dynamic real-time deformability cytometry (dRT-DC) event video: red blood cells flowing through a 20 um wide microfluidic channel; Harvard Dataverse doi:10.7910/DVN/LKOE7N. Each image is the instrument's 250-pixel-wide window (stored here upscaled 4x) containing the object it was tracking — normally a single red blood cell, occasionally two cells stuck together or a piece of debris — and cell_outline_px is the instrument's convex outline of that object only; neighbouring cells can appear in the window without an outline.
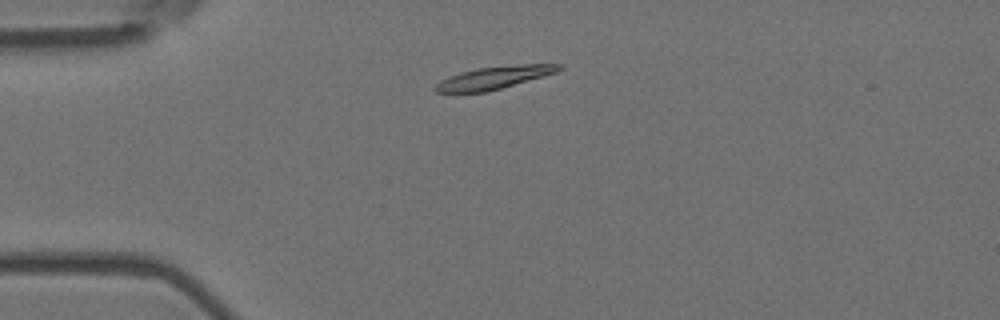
{"species": "Egyptian fruit bat (a non-hibernating species)", "species_latin": "Rousettus aegyptiacus", "temperature_condition": "room temperature", "stored_images_in_passage": 6, "camera_frame_rate_fps": 3000, "um_per_image_px": 0.085, "animal": {"sex": "female"}, "frame": {"image": 1, "passage_image": 3, "time_ms": 0.667, "image_size_px": [1000, 320], "cell_outline_px": [[564, 68], [556, 72], [544, 76], [488, 92], [436, 92], [432, 88], [440, 80], [448, 76], [460, 72], [476, 68], [520, 64], [564, 64]], "centroid_in_image_um": [41.99, 6.59], "position_along_channel_um": 43.0, "area_um2": 16.42}}
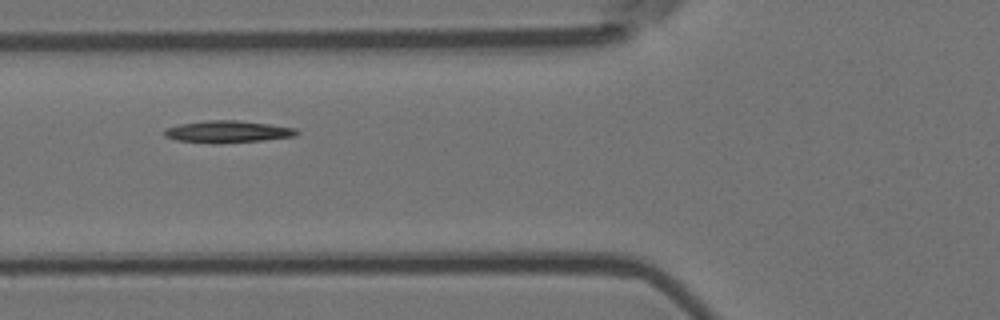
{"frame": {"image": 2, "passage_image": 5, "time_ms": 1.333, "image_size_px": [1000, 320], "cell_outline_px": [[300, 132], [296, 136], [264, 140], [216, 144], [176, 140], [164, 136], [164, 128], [180, 124], [208, 120], [236, 120], [268, 124], [296, 128]], "centroid_in_image_um": [19.34, 11.2], "position_along_channel_um": 106.5, "area_um2": 17.05}}
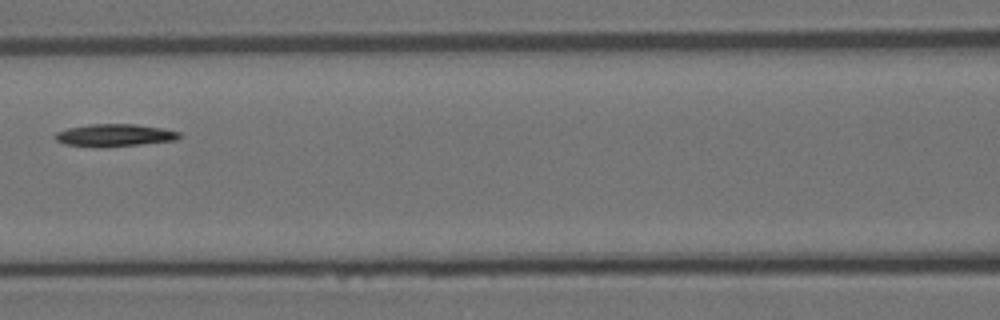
{"frame": {"image": 3, "passage_image": 6, "time_ms": 1.667, "image_size_px": [1000, 320], "cell_outline_px": [[180, 136], [176, 140], [140, 144], [100, 148], [96, 148], [64, 144], [56, 140], [52, 136], [56, 132], [68, 128], [88, 124], [136, 124], [160, 128], [180, 132]], "centroid_in_image_um": [9.66, 11.5], "position_along_channel_um": 156.9, "area_um2": 16.36}}